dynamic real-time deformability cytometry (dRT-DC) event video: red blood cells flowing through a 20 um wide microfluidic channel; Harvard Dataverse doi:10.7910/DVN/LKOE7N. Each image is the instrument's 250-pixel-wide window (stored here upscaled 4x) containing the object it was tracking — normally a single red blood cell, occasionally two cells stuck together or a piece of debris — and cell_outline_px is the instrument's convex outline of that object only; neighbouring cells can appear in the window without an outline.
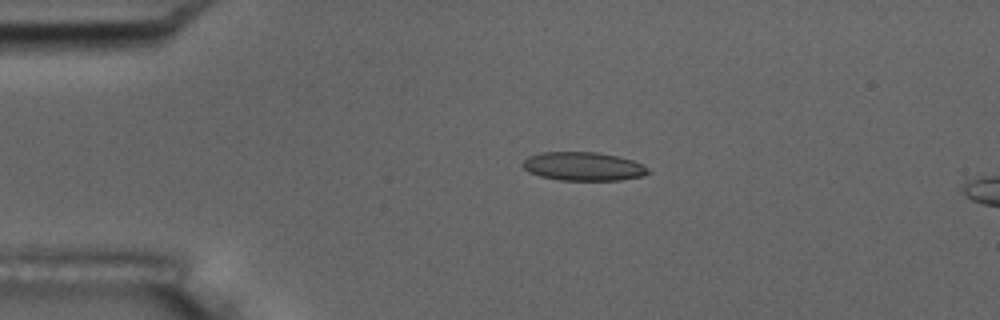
{"species": "common noctule bat (a hibernating species)", "species_latin": "Nyctalus noctula", "temperature_condition": "room temperature", "stored_images_in_passage": 6, "camera_frame_rate_fps": 3000, "um_per_image_px": 0.085, "animal": {"sex": "male", "body_mass_g": 17.5, "forearm_length_mm": 52.3}, "frame": {"image": 1, "passage_image": 4, "time_ms": 3.333, "image_size_px": [1000, 320], "cell_outline_px": [[652, 172], [644, 176], [620, 180], [560, 180], [540, 176], [528, 172], [520, 164], [528, 156], [540, 152], [596, 152], [616, 156], [632, 160], [648, 168]], "centroid_in_image_um": [49.56, 14.14], "position_along_channel_um": 35.4, "area_um2": 20.98}}